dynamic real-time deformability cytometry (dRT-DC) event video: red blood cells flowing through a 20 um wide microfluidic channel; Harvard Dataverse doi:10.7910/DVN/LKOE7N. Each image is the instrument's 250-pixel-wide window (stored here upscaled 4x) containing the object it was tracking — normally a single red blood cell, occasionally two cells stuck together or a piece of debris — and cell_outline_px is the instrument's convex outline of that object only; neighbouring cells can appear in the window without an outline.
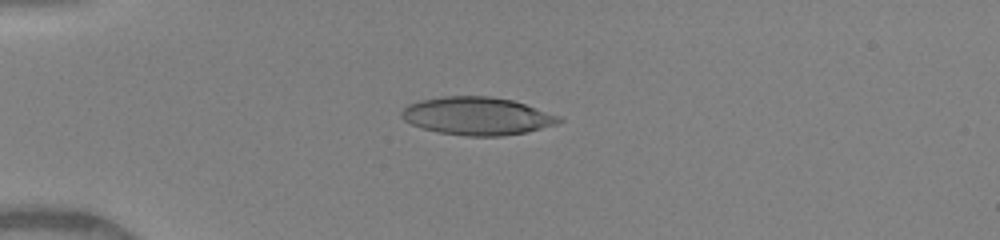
{"species": "human", "species_latin": "Homo sapiens", "temperature_condition": "warm", "stored_images_in_passage": 50, "camera_frame_rate_fps": 3000, "um_per_image_px": 0.085, "donor": {"sex": "female"}, "frame": {"image": 1, "passage_image": 14, "time_ms": 4.333, "image_size_px": [1000, 240], "cell_outline_px": [[564, 120], [556, 124], [528, 132], [500, 136], [468, 136], [440, 132], [424, 128], [412, 124], [404, 120], [400, 116], [400, 112], [408, 104], [420, 100], [444, 96], [492, 96], [512, 100], [564, 116]], "centroid_in_image_um": [40.61, 9.85], "position_along_channel_um": 44.4, "area_um2": 34.91}}
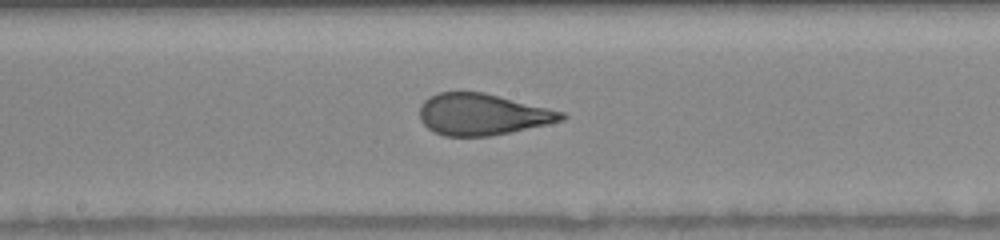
{"frame": {"image": 2, "passage_image": 28, "time_ms": 9.0, "image_size_px": [1000, 240], "cell_outline_px": [[568, 116], [564, 120], [548, 124], [488, 136], [444, 136], [428, 128], [420, 120], [420, 104], [428, 96], [440, 92], [484, 92], [564, 112]], "centroid_in_image_um": [40.99, 9.71], "position_along_channel_um": 207.2, "area_um2": 34.1}}
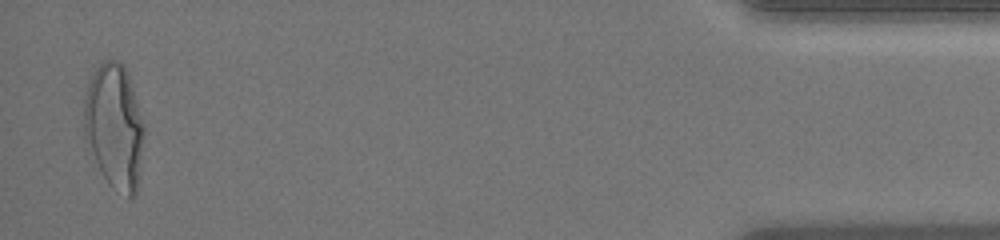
{"frame": {"image": 3, "passage_image": 49, "time_ms": 16.0, "image_size_px": [1000, 240], "cell_outline_px": [[144, 136], [136, 196], [132, 200], [112, 188], [108, 184], [84, 136], [84, 100], [88, 84], [96, 68], [104, 60], [116, 60], [124, 64], [128, 72], [144, 128]], "centroid_in_image_um": [9.73, 10.75], "position_along_channel_um": 425.5, "area_um2": 43.41}, "authors_computed_cell_mechanics": {"area_um2": 34.68, "velocity_mm_per_s": 4.1513, "shape_relaxation_time_tau1_ms": 6.6256, "shape_relaxation_time_tau2_ms": 0.6594, "deformation_change_tau1": 0.2515, "deformation_change_tau2": 0.0879}}